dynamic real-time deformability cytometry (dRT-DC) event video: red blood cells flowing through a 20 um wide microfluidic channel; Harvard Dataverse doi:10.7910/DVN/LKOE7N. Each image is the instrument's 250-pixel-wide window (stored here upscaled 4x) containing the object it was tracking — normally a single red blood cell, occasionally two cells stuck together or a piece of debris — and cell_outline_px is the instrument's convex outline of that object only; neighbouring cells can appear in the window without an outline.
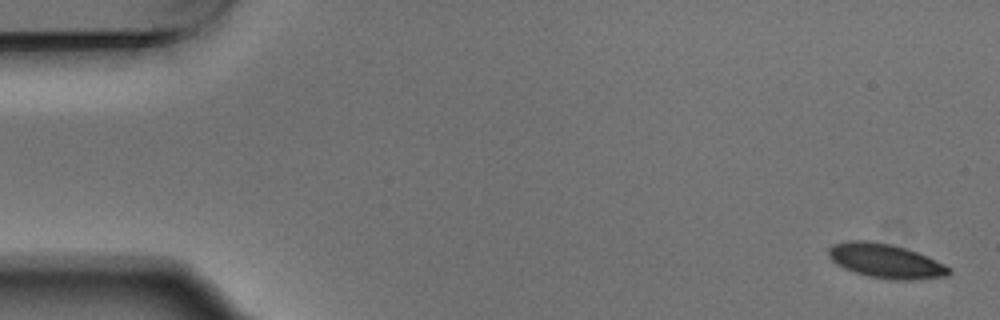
{"species": "Egyptian fruit bat (a non-hibernating species)", "species_latin": "Rousettus aegyptiacus", "temperature_condition": "warm", "stored_images_in_passage": 6, "camera_frame_rate_fps": 3000, "um_per_image_px": 0.085, "animal": {"sex": "male"}, "frame": {"image": 1, "passage_image": 1, "time_ms": 0.0, "image_size_px": [1000, 320], "cell_outline_px": [[952, 272], [948, 276], [916, 280], [892, 280], [868, 276], [852, 272], [836, 264], [828, 256], [828, 248], [832, 244], [848, 240], [872, 240], [904, 248], [916, 252], [944, 264], [952, 268]], "centroid_in_image_um": [75.26, 22.19], "position_along_channel_um": 9.7, "area_um2": 24.28}}
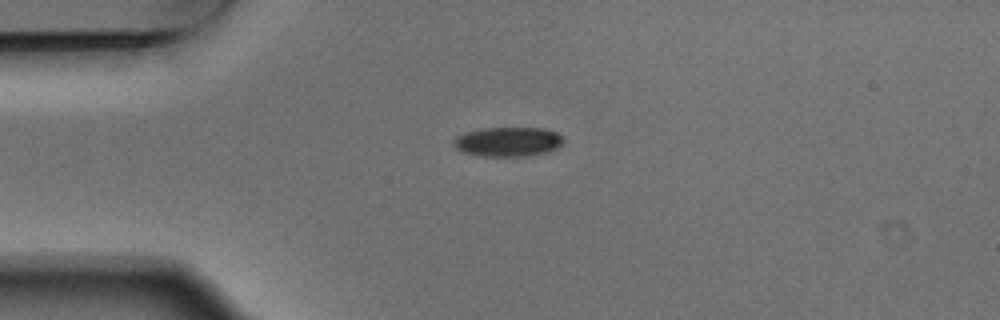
{"frame": {"image": 2, "passage_image": 6, "time_ms": 1.667, "image_size_px": [1000, 320], "cell_outline_px": [[564, 140], [556, 148], [548, 152], [524, 156], [480, 156], [464, 152], [456, 148], [452, 144], [452, 140], [456, 136], [468, 132], [484, 128], [544, 128], [556, 132]], "centroid_in_image_um": [43.15, 12.05], "position_along_channel_um": 41.8, "area_um2": 18.73}}